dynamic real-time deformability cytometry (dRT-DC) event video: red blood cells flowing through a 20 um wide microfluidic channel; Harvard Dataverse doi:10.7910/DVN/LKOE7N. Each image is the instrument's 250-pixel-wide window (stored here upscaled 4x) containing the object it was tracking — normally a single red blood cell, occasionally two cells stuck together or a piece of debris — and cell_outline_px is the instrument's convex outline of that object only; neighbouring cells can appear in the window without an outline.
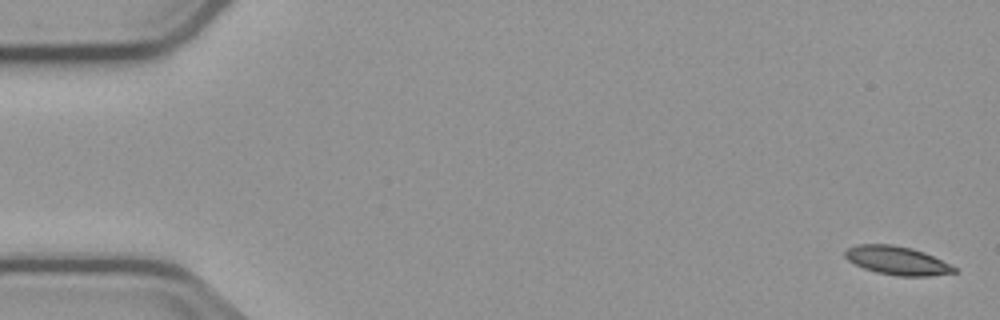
{"species": "common noctule bat (a hibernating species)", "species_latin": "Nyctalus noctula", "temperature_condition": "cold", "stored_images_in_passage": 5, "segment_of_instrument_passage": [2, 2], "camera_frame_rate_fps": 3000, "um_per_image_px": 0.085, "animal": {"sex": "male", "body_mass_g": 23.1, "forearm_length_mm": 52.7}, "frame": {"image": 1, "passage_image": 5, "time_ms": 5.667, "image_size_px": [1000, 320], "cell_outline_px": [[956, 272], [928, 276], [896, 276], [876, 272], [864, 268], [848, 260], [844, 256], [844, 252], [848, 248], [856, 244], [892, 244], [912, 248], [924, 252], [956, 268]], "centroid_in_image_um": [76.21, 22.14], "position_along_channel_um": 8.8, "area_um2": 17.98}}